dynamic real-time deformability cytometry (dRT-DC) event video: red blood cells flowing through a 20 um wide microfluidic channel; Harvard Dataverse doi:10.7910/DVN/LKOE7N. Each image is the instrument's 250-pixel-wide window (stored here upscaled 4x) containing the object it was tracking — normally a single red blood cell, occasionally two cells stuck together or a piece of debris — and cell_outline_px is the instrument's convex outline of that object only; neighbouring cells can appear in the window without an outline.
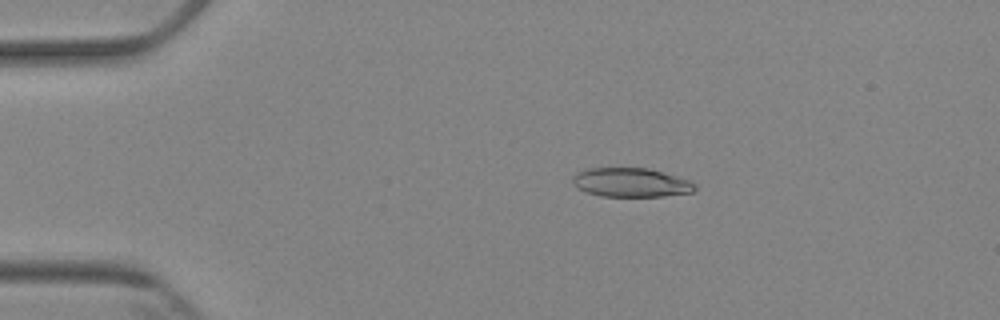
{"species": "Egyptian fruit bat (a non-hibernating species)", "species_latin": "Rousettus aegyptiacus", "temperature_condition": "cold", "stored_images_in_passage": 8, "camera_frame_rate_fps": 3000, "um_per_image_px": 0.085, "animal": {"sex": "female"}, "frame": {"image": 1, "passage_image": 3, "time_ms": 2.333, "image_size_px": [1000, 320], "cell_outline_px": [[696, 188], [692, 192], [664, 196], [600, 196], [584, 192], [576, 188], [572, 184], [572, 176], [576, 172], [588, 168], [648, 168], [676, 176], [688, 180], [696, 184]], "centroid_in_image_um": [53.57, 15.51], "position_along_channel_um": 31.4, "area_um2": 20.81}}
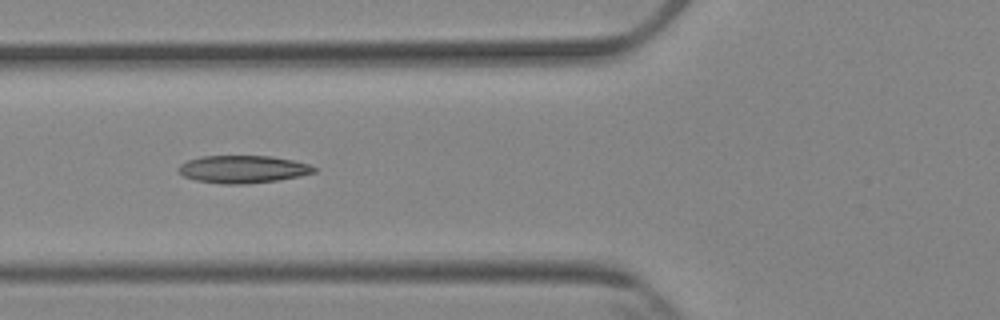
{"frame": {"image": 2, "passage_image": 6, "time_ms": 5.667, "image_size_px": [1000, 320], "cell_outline_px": [[316, 172], [300, 176], [276, 180], [248, 184], [220, 184], [196, 180], [184, 176], [176, 168], [180, 164], [188, 160], [200, 156], [272, 156], [292, 160], [308, 164], [316, 168]], "centroid_in_image_um": [20.63, 14.38], "position_along_channel_um": 105.2, "area_um2": 21.79}}
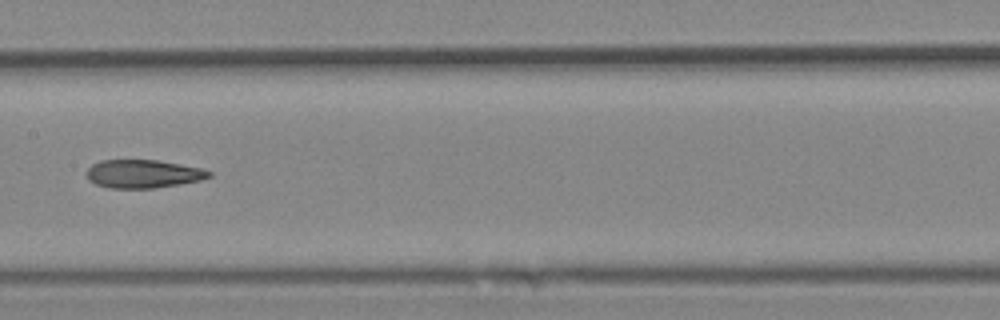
{"frame": {"image": 3, "passage_image": 8, "time_ms": 8.0, "image_size_px": [1000, 320], "cell_outline_px": [[212, 176], [200, 180], [180, 184], [152, 188], [108, 188], [96, 184], [88, 180], [84, 172], [92, 164], [100, 160], [156, 160], [180, 164], [200, 168], [212, 172]], "centroid_in_image_um": [12.12, 14.78], "position_along_channel_um": 195.3, "area_um2": 20.23}}